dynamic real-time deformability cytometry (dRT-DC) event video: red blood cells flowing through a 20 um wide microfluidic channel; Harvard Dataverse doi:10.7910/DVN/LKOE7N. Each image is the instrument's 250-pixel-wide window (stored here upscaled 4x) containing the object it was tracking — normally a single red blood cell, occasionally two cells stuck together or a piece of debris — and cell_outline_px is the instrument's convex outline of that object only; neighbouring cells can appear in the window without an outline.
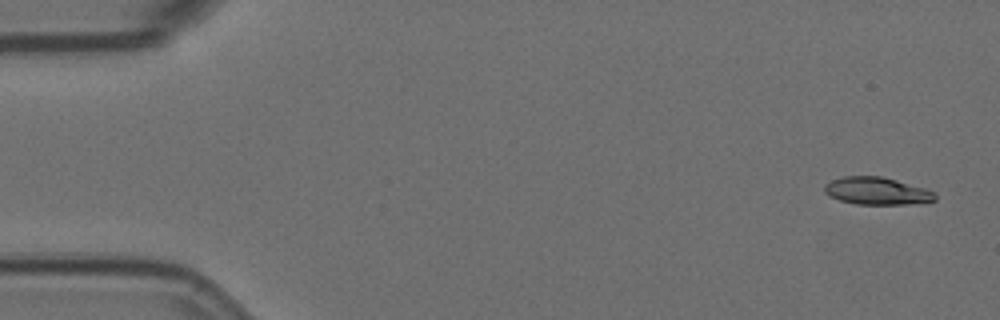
{"species": "Egyptian fruit bat (a non-hibernating species)", "species_latin": "Rousettus aegyptiacus", "temperature_condition": "room temperature", "stored_images_in_passage": 5, "camera_frame_rate_fps": 3000, "um_per_image_px": 0.085, "animal": {"sex": "female"}, "frame": {"image": 1, "passage_image": 1, "time_ms": 0.0, "image_size_px": [1000, 320], "cell_outline_px": [[936, 200], [908, 204], [856, 204], [840, 200], [828, 196], [824, 192], [824, 184], [832, 180], [844, 176], [880, 176], [896, 180], [924, 188], [936, 192]], "centroid_in_image_um": [74.51, 16.23], "position_along_channel_um": 10.5, "area_um2": 17.63}}
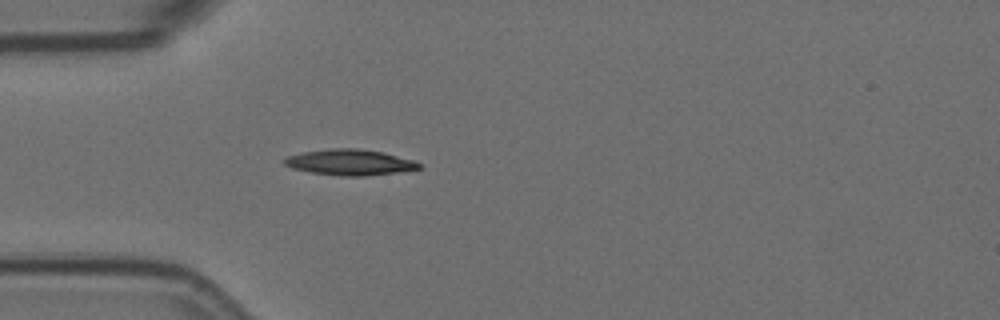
{"frame": {"image": 2, "passage_image": 5, "time_ms": 1.333, "image_size_px": [1000, 320], "cell_outline_px": [[420, 168], [396, 172], [364, 176], [340, 176], [312, 172], [292, 168], [284, 164], [284, 160], [288, 156], [304, 152], [332, 148], [356, 148], [384, 152], [412, 160], [420, 164]], "centroid_in_image_um": [29.72, 13.79], "position_along_channel_um": 55.3, "area_um2": 19.94}}